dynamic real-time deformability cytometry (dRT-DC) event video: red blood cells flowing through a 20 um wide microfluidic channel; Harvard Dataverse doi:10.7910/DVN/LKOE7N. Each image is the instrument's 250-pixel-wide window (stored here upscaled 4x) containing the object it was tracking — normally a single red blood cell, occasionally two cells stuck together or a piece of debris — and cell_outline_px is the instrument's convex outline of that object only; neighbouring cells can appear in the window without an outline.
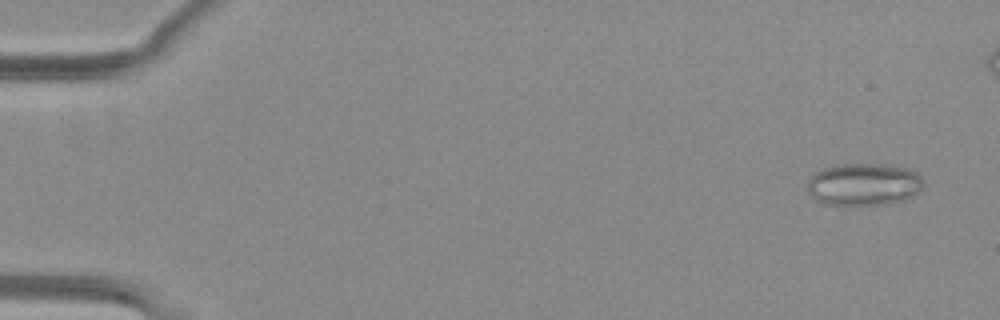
{"species": "common noctule bat (a hibernating species)", "species_latin": "Nyctalus noctula", "temperature_condition": "warm", "stored_images_in_passage": 49, "camera_frame_rate_fps": 3000, "um_per_image_px": 0.085, "animal": {"sex": "female", "body_mass_g": 29.2, "forearm_length_mm": 56.3}, "frame": {"image": 1, "passage_image": 3, "time_ms": 0.667, "image_size_px": [1000, 320], "cell_outline_px": [[924, 188], [920, 192], [904, 200], [892, 204], [820, 204], [808, 192], [808, 180], [816, 172], [824, 168], [844, 164], [884, 164], [908, 168], [916, 172], [924, 180]], "centroid_in_image_um": [73.47, 15.67], "position_along_channel_um": 11.5, "area_um2": 28.78}}
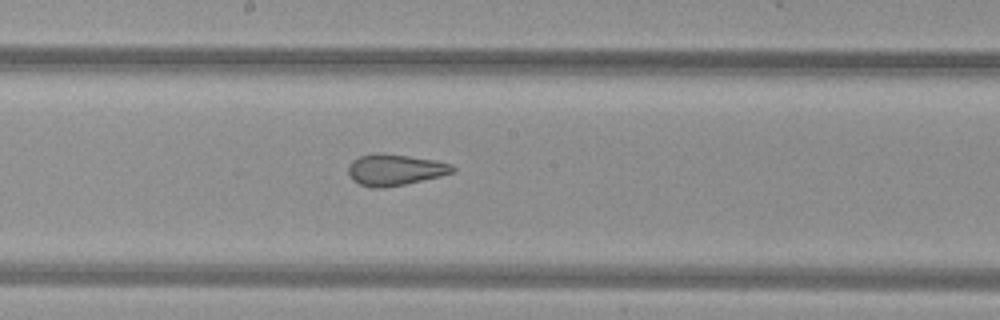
{"frame": {"image": 2, "passage_image": 29, "time_ms": 9.333, "image_size_px": [1000, 320], "cell_outline_px": [[456, 172], [440, 176], [404, 184], [384, 188], [372, 188], [360, 184], [352, 180], [348, 176], [348, 168], [352, 160], [360, 156], [380, 152], [436, 160], [452, 164], [456, 168]], "centroid_in_image_um": [33.57, 14.43], "position_along_channel_um": 214.6, "area_um2": 19.13}}
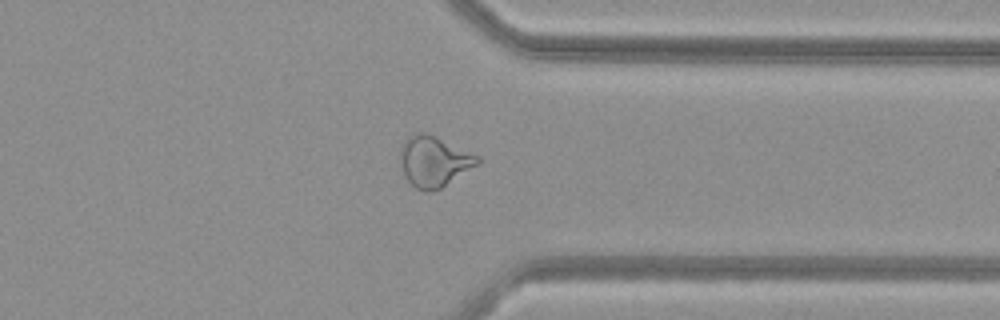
{"frame": {"image": 3, "passage_image": 41, "time_ms": 13.333, "image_size_px": [1000, 320], "cell_outline_px": [[480, 164], [440, 188], [432, 192], [424, 192], [416, 188], [408, 180], [400, 164], [400, 148], [404, 140], [408, 136], [416, 132], [424, 132], [436, 136], [480, 156]], "centroid_in_image_um": [36.89, 13.71], "position_along_channel_um": 374.5, "area_um2": 22.95}}